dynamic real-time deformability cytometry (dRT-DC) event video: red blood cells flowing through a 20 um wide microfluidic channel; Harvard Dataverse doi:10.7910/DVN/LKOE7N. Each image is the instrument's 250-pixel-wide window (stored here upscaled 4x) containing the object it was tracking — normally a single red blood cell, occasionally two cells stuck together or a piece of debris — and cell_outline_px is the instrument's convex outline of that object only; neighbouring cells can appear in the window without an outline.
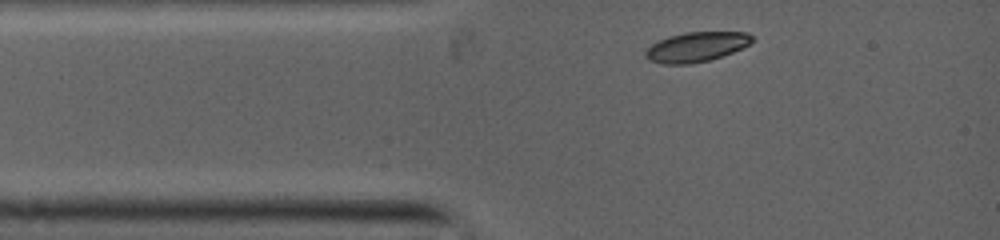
{"species": "common noctule bat (a hibernating species)", "species_latin": "Nyctalus noctula", "temperature_condition": "warm", "stored_images_in_passage": 32, "segment_of_instrument_passage": [1, 3], "camera_frame_rate_fps": 5000, "um_per_image_px": 0.085, "animal": {"sex": "female", "body_mass_g": 19.0, "forearm_length_mm": 53.3}, "frame": {"image": 1, "passage_image": 1, "time_ms": 0.0, "image_size_px": [1000, 240], "cell_outline_px": [[752, 40], [748, 44], [732, 52], [708, 60], [688, 64], [664, 64], [652, 60], [644, 56], [648, 48], [652, 44], [668, 36], [684, 32], [744, 32], [752, 36]], "centroid_in_image_um": [59.16, 3.98], "position_along_channel_um": 25.8, "area_um2": 18.03}}
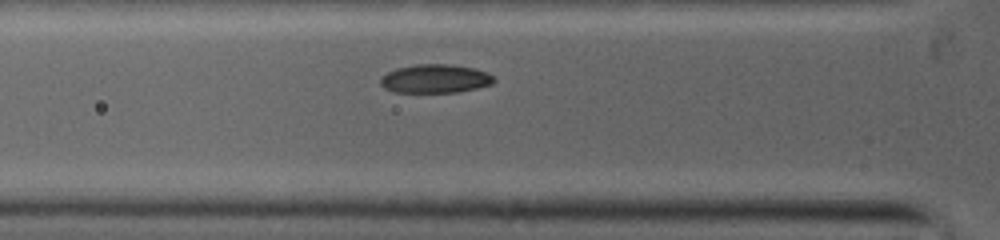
{"frame": {"image": 2, "passage_image": 9, "time_ms": 1.8, "image_size_px": [1000, 240], "cell_outline_px": [[496, 80], [492, 84], [476, 88], [456, 92], [396, 92], [384, 88], [380, 84], [380, 80], [388, 72], [396, 68], [416, 64], [452, 64], [472, 68], [484, 72], [492, 76]], "centroid_in_image_um": [36.98, 6.69], "position_along_channel_um": 88.8, "area_um2": 18.73}}
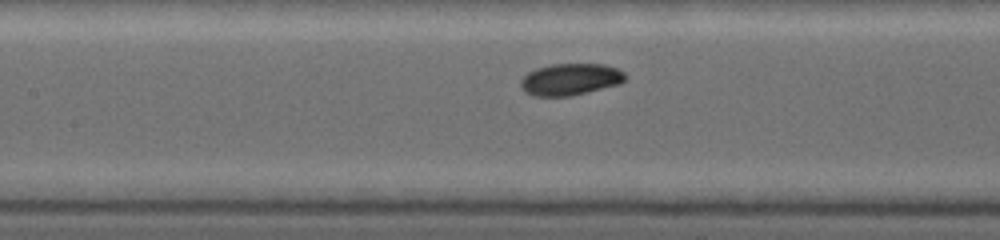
{"frame": {"image": 3, "passage_image": 13, "time_ms": 3.4, "image_size_px": [1000, 240], "cell_outline_px": [[624, 80], [620, 84], [568, 96], [536, 96], [528, 92], [520, 84], [520, 80], [528, 72], [536, 68], [552, 64], [604, 64], [616, 68], [624, 72]], "centroid_in_image_um": [48.48, 6.73], "position_along_channel_um": 158.9, "area_um2": 19.02}}